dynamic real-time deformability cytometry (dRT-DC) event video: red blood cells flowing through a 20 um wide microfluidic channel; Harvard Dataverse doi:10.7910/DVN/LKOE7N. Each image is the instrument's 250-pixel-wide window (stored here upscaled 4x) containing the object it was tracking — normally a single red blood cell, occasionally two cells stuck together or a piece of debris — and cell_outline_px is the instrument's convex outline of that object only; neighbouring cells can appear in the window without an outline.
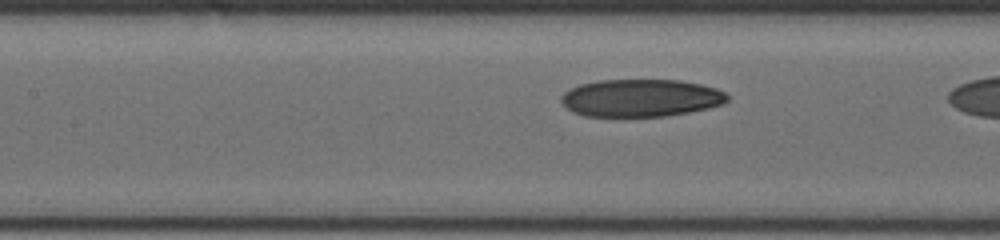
{"species": "human", "species_latin": "Homo sapiens", "temperature_condition": "cold", "stored_images_in_passage": 32, "camera_frame_rate_fps": 3000, "um_per_image_px": 0.085, "donor": {"sex": "male"}, "frame": {"image": 1, "passage_image": 11, "time_ms": 4.0, "image_size_px": [1000, 240], "cell_outline_px": [[728, 100], [724, 104], [708, 108], [688, 112], [664, 116], [584, 116], [572, 112], [560, 100], [560, 96], [564, 92], [580, 84], [596, 80], [680, 80], [700, 84], [716, 88], [724, 92], [728, 96]], "centroid_in_image_um": [54.46, 8.32], "position_along_channel_um": 152.9, "area_um2": 36.36}}
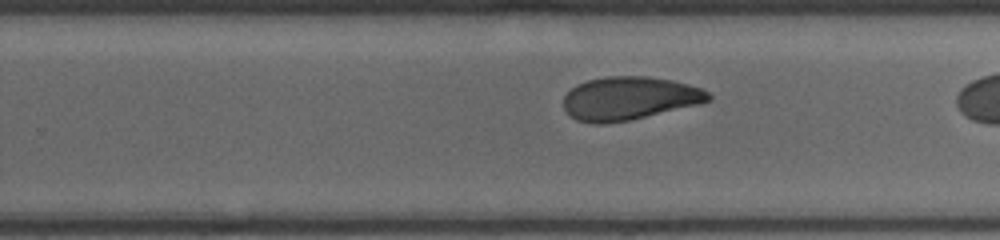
{"frame": {"image": 2, "passage_image": 23, "time_ms": 7.333, "image_size_px": [1000, 240], "cell_outline_px": [[712, 100], [700, 104], [628, 120], [604, 124], [592, 124], [576, 120], [564, 108], [564, 96], [576, 84], [588, 80], [608, 76], [648, 76], [672, 80], [688, 84], [700, 88], [708, 92], [712, 96]], "centroid_in_image_um": [53.49, 8.35], "position_along_channel_um": 276.3, "area_um2": 36.47}}
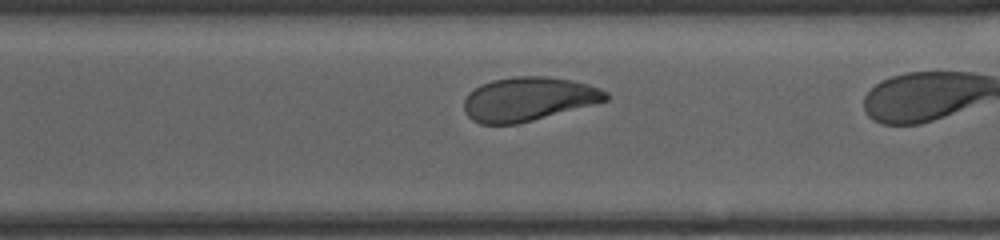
{"frame": {"image": 3, "passage_image": 29, "time_ms": 8.667, "image_size_px": [1000, 240], "cell_outline_px": [[608, 100], [532, 120], [516, 124], [480, 124], [472, 120], [464, 112], [464, 100], [468, 92], [480, 84], [492, 80], [516, 76], [548, 76], [572, 80], [588, 84], [600, 88], [608, 92]], "centroid_in_image_um": [44.88, 8.4], "position_along_channel_um": 325.7, "area_um2": 36.24}}